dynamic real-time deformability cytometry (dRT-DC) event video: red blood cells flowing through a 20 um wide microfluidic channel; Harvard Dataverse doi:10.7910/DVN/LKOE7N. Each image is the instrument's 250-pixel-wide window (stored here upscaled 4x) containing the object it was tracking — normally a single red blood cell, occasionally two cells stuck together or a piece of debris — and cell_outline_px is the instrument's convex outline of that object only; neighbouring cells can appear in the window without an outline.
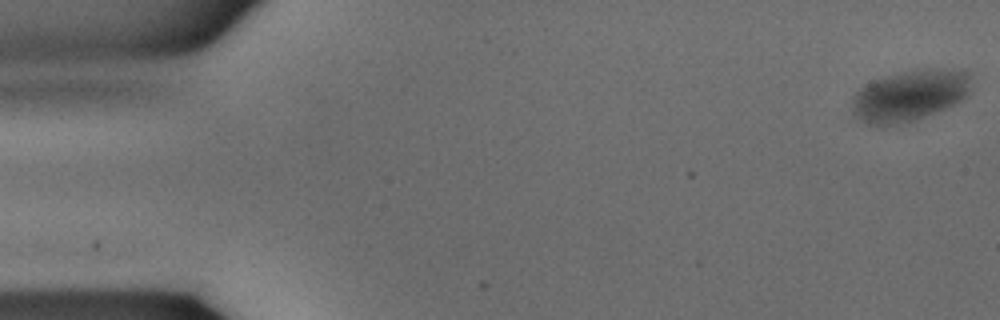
{"species": "common noctule bat (a hibernating species)", "species_latin": "Nyctalus noctula", "temperature_condition": "warm", "stored_images_in_passage": 36, "camera_frame_rate_fps": 3000, "um_per_image_px": 0.085, "animal": {"sex": "male", "body_mass_g": 15.6}, "frame": {"image": 1, "passage_image": 1, "time_ms": 0.0, "image_size_px": [1000, 320], "cell_outline_px": [[972, 92], [968, 96], [956, 104], [936, 112], [912, 120], [884, 128], [880, 128], [864, 124], [852, 112], [852, 96], [864, 84], [872, 80], [900, 72], [920, 68], [948, 68], [968, 72], [972, 76]], "centroid_in_image_um": [77.34, 8.12], "position_along_channel_um": 7.7, "area_um2": 36.65}}
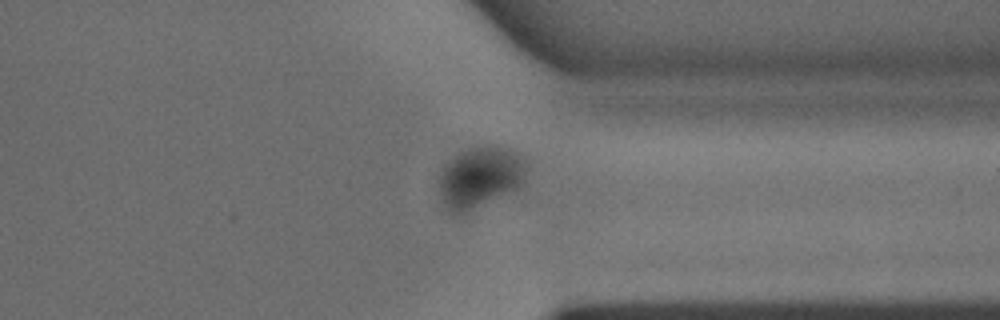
{"frame": {"image": 2, "passage_image": 28, "time_ms": 9.0, "image_size_px": [1000, 320], "cell_outline_px": [[528, 164], [524, 184], [520, 188], [456, 216], [448, 212], [444, 204], [436, 180], [444, 164], [460, 152], [476, 144], [500, 144], [516, 148], [528, 160]], "centroid_in_image_um": [40.86, 14.99], "position_along_channel_um": 370.5, "area_um2": 32.77}}
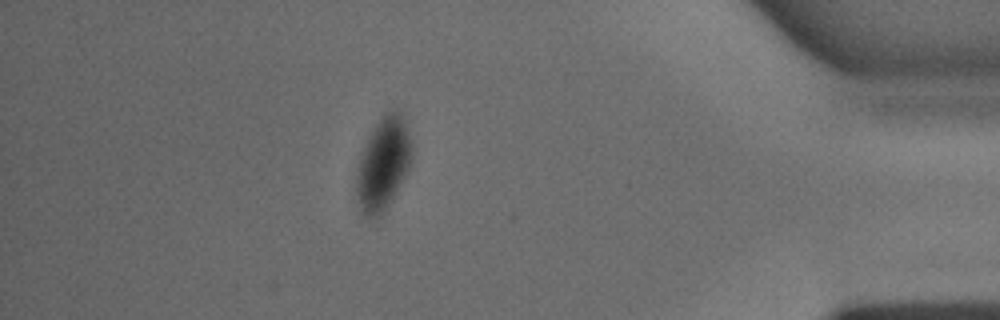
{"frame": {"image": 3, "passage_image": 32, "time_ms": 10.333, "image_size_px": [1000, 320], "cell_outline_px": [[412, 156], [408, 168], [404, 176], [380, 216], [368, 220], [360, 212], [356, 192], [356, 168], [364, 144], [372, 128], [380, 116], [384, 112], [392, 108], [396, 108], [404, 116], [412, 144]], "centroid_in_image_um": [32.54, 13.86], "position_along_channel_um": 402.7, "area_um2": 30.17}}